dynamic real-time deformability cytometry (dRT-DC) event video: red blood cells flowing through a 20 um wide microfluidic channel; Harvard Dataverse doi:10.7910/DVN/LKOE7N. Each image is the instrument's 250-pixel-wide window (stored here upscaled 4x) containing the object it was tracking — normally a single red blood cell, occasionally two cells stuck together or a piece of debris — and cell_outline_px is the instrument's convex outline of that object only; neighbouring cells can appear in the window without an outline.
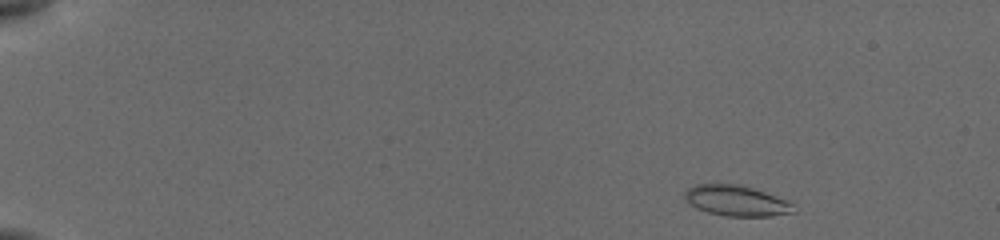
{"species": "common noctule bat (a hibernating species)", "species_latin": "Nyctalus noctula", "temperature_condition": "cold", "stored_images_in_passage": 13, "camera_frame_rate_fps": 3000, "um_per_image_px": 0.085, "animal": {"sex": "female", "body_mass_g": 19.5, "forearm_length_mm": 54.1}, "frame": {"image": 1, "passage_image": 1, "time_ms": 0.0, "image_size_px": [1000, 240], "cell_outline_px": [[796, 212], [772, 216], [724, 216], [708, 212], [696, 208], [684, 196], [684, 192], [688, 188], [696, 184], [740, 184], [788, 200], [792, 204]], "centroid_in_image_um": [62.61, 17.06], "position_along_channel_um": 22.4, "area_um2": 19.31}}
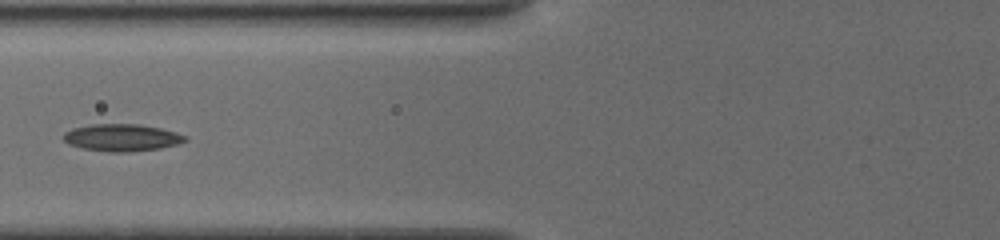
{"frame": {"image": 2, "passage_image": 10, "time_ms": 5.667, "image_size_px": [1000, 240], "cell_outline_px": [[188, 140], [176, 144], [160, 148], [128, 152], [108, 152], [80, 148], [68, 144], [64, 140], [64, 132], [72, 128], [92, 124], [140, 124], [160, 128], [176, 132], [188, 136]], "centroid_in_image_um": [10.35, 11.69], "position_along_channel_um": 115.5, "area_um2": 19.36}}
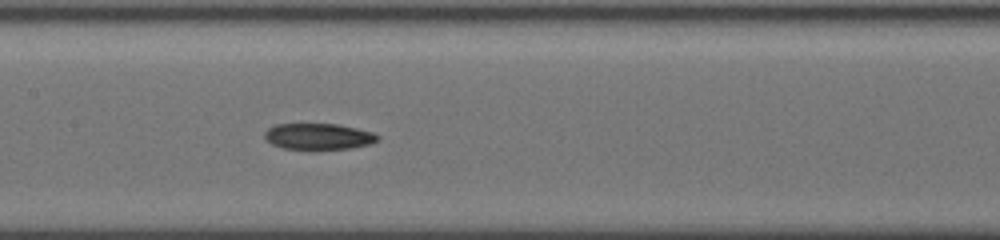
{"frame": {"image": 3, "passage_image": 13, "time_ms": 7.333, "image_size_px": [1000, 240], "cell_outline_px": [[380, 140], [372, 144], [352, 148], [308, 152], [284, 148], [272, 144], [264, 136], [264, 132], [268, 128], [276, 124], [336, 124], [356, 128], [372, 132], [380, 136]], "centroid_in_image_um": [27.09, 11.64], "position_along_channel_um": 180.3, "area_um2": 17.98}}